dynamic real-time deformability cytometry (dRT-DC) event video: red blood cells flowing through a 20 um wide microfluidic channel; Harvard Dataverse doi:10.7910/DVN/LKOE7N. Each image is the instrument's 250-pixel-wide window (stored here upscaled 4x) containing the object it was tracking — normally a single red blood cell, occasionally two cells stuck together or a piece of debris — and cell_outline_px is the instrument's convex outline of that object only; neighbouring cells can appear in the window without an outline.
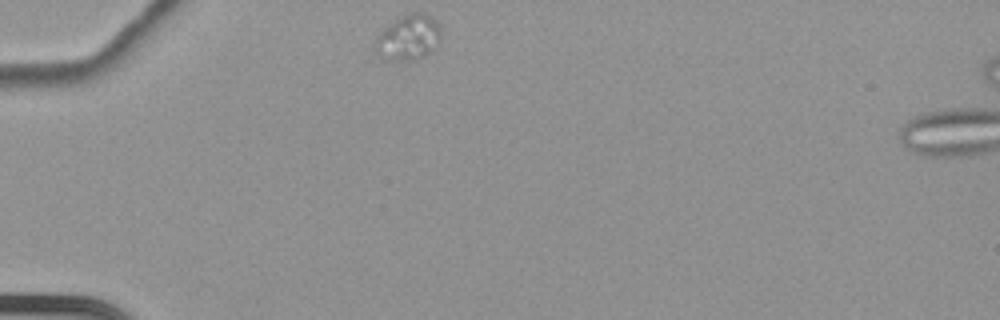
{"species": "common noctule bat (a hibernating species)", "species_latin": "Nyctalus noctula", "temperature_condition": "cold", "stored_images_in_passage": 46, "camera_frame_rate_fps": 3000, "um_per_image_px": 0.085, "animal": {"sex": "female", "body_mass_g": 22.7, "forearm_length_mm": 54.2}, "frame": {"image": 1, "passage_image": 1, "time_ms": 0.0, "image_size_px": [1000, 320], "cell_outline_px": [[440, 40], [432, 52], [424, 56], [412, 60], [384, 60], [376, 52], [376, 40], [380, 32], [388, 24], [400, 16], [408, 12], [424, 12], [436, 20], [440, 24]], "centroid_in_image_um": [34.74, 3.17], "position_along_channel_um": 50.3, "area_um2": 17.57}}
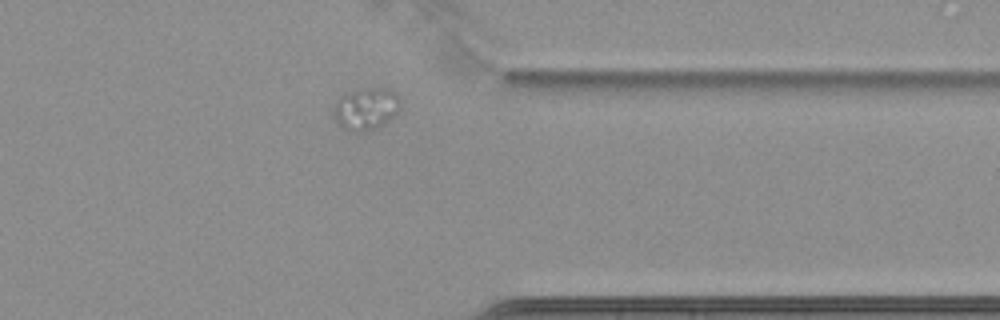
{"frame": {"image": 2, "passage_image": 34, "time_ms": 11.0, "image_size_px": [1000, 320], "cell_outline_px": [[400, 104], [396, 112], [388, 120], [364, 132], [352, 132], [336, 124], [336, 100], [340, 96], [360, 88], [384, 88], [396, 92], [400, 100]], "centroid_in_image_um": [31.1, 9.22], "position_along_channel_um": 380.3, "area_um2": 15.95}}
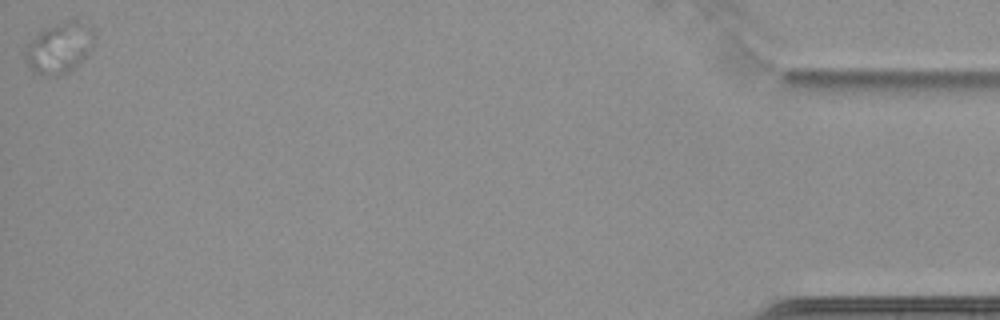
{"frame": {"image": 3, "passage_image": 46, "time_ms": 15.0, "image_size_px": [1000, 320], "cell_outline_px": [[92, 44], [84, 56], [68, 72], [56, 76], [44, 76], [32, 72], [28, 68], [24, 60], [24, 56], [32, 40], [40, 32], [56, 24], [68, 24]], "centroid_in_image_um": [4.76, 4.31], "position_along_channel_um": 430.4, "area_um2": 17.51}}